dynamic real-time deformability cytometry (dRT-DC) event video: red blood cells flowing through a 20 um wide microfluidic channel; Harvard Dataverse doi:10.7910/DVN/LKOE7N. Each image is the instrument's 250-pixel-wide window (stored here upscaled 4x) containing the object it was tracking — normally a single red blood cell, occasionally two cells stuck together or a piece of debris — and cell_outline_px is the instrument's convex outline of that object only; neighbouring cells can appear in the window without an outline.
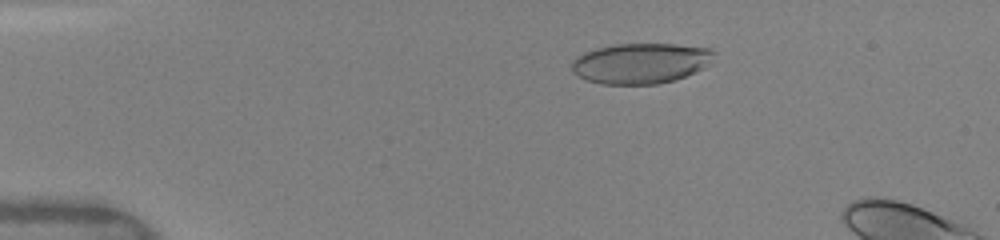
{"species": "human", "species_latin": "Homo sapiens", "temperature_condition": "warm", "stored_images_in_passage": 16, "camera_frame_rate_fps": 3000, "um_per_image_px": 0.085, "donor": {"sex": "female"}, "frame": {"image": 1, "passage_image": 10, "time_ms": 3.0, "image_size_px": [1000, 240], "cell_outline_px": [[716, 52], [712, 64], [696, 72], [676, 80], [656, 84], [604, 84], [588, 80], [572, 72], [572, 60], [576, 56], [584, 52], [596, 48], [616, 44], [676, 44], [712, 48]], "centroid_in_image_um": [54.52, 5.37], "position_along_channel_um": 30.5, "area_um2": 33.93}}